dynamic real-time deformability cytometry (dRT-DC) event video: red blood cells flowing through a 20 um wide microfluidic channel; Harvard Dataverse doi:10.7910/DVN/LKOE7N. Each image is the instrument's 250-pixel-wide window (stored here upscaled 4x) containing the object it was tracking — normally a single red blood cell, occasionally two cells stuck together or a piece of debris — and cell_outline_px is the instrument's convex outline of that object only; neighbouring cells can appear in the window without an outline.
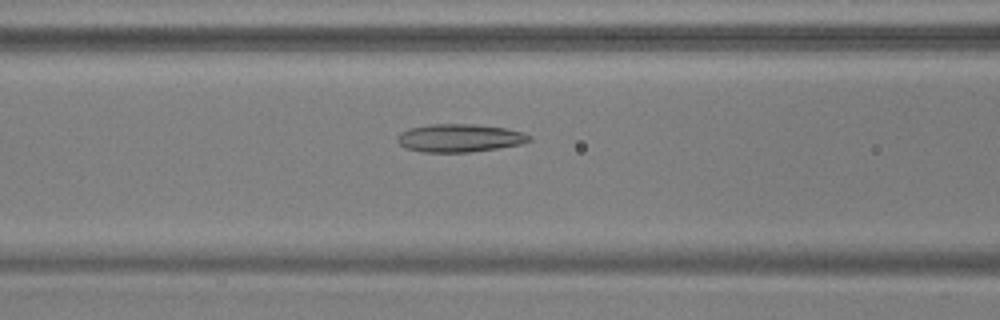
{"species": "common noctule bat (a hibernating species)", "species_latin": "Nyctalus noctula", "temperature_condition": "warm", "stored_images_in_passage": 54, "camera_frame_rate_fps": 3000, "um_per_image_px": 0.085, "animal": {"sex": "male", "body_mass_g": 17.9, "forearm_length_mm": 54.2}, "frame": {"image": 1, "passage_image": 23, "time_ms": 7.333, "image_size_px": [1000, 320], "cell_outline_px": [[532, 140], [520, 144], [496, 148], [468, 152], [424, 152], [404, 148], [396, 140], [396, 136], [400, 132], [408, 128], [428, 124], [472, 124], [508, 128], [524, 132], [532, 136]], "centroid_in_image_um": [39.04, 11.72], "position_along_channel_um": 127.6, "area_um2": 21.73}}
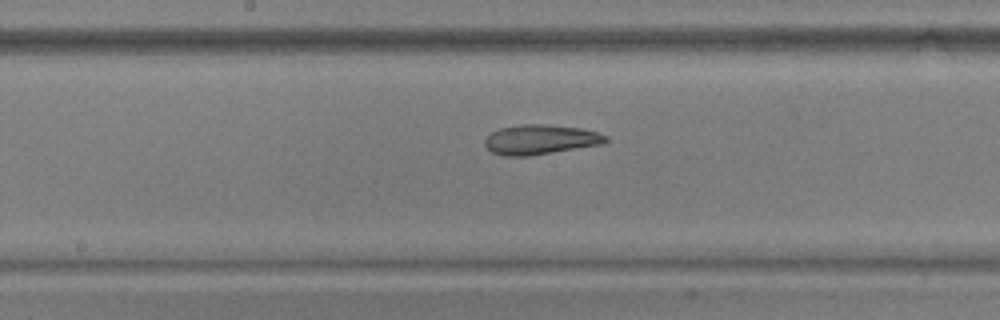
{"frame": {"image": 2, "passage_image": 29, "time_ms": 9.333, "image_size_px": [1000, 320], "cell_outline_px": [[608, 140], [600, 144], [528, 156], [504, 156], [492, 152], [484, 144], [484, 140], [492, 132], [500, 128], [520, 124], [544, 124], [580, 128], [596, 132], [608, 136]], "centroid_in_image_um": [45.89, 11.85], "position_along_channel_um": 202.3, "area_um2": 20.69}}
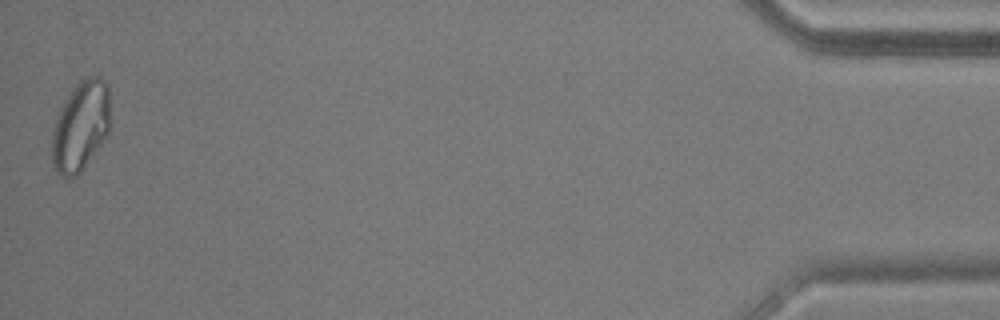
{"frame": {"image": 3, "passage_image": 54, "time_ms": 17.667, "image_size_px": [1000, 320], "cell_outline_px": [[108, 132], [104, 140], [80, 172], [76, 176], [68, 180], [60, 176], [56, 172], [52, 164], [52, 128], [56, 116], [64, 100], [72, 88], [84, 76], [100, 76], [104, 80], [108, 88]], "centroid_in_image_um": [6.8, 10.73], "position_along_channel_um": 428.4, "area_um2": 30.69}, "authors_computed_cell_mechanics": {"area_um2": 23.4957, "velocity_mm_per_s": 3.7347, "shape_relaxation_time_tau1_ms": null, "shape_relaxation_time_tau2_ms": 5.2712, "deformation_change_tau1": null, "deformation_change_tau2": 0.109}}